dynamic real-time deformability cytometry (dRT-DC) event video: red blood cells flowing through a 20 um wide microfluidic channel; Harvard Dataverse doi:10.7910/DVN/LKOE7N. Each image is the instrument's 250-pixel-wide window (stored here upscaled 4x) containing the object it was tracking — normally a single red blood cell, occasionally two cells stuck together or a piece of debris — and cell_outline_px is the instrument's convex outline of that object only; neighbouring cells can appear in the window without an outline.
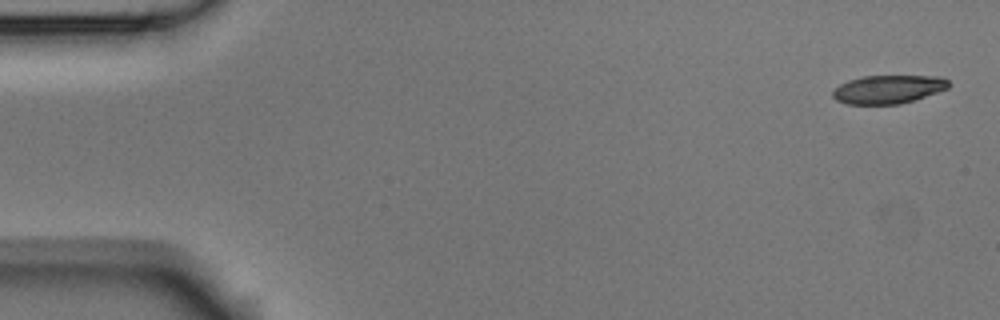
{"species": "Egyptian fruit bat (a non-hibernating species)", "species_latin": "Rousettus aegyptiacus", "temperature_condition": "room temperature", "stored_images_in_passage": 3, "camera_frame_rate_fps": 3000, "um_per_image_px": 0.085, "animal": {"sex": "male"}, "frame": {"image": 1, "passage_image": 1, "time_ms": 0.0, "image_size_px": [1000, 320], "cell_outline_px": [[948, 88], [900, 104], [848, 104], [836, 100], [832, 96], [832, 92], [840, 84], [848, 80], [864, 76], [940, 76], [948, 80]], "centroid_in_image_um": [75.46, 7.58], "position_along_channel_um": 9.5, "area_um2": 18.96}}
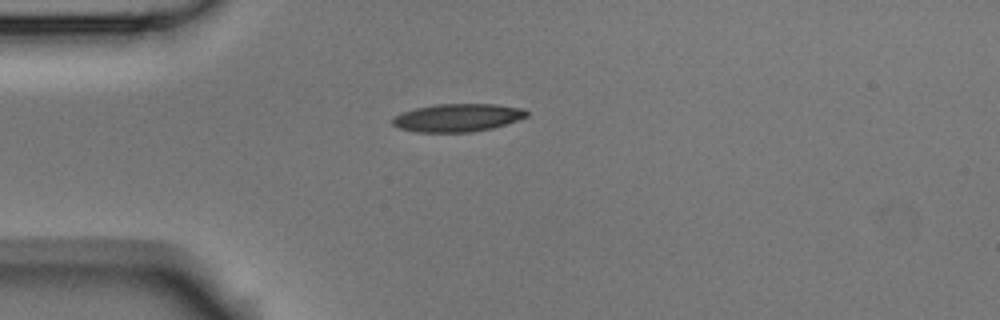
{"frame": {"image": 2, "passage_image": 3, "time_ms": 0.667, "image_size_px": [1000, 320], "cell_outline_px": [[528, 116], [492, 128], [472, 132], [416, 132], [400, 128], [392, 124], [392, 116], [400, 112], [416, 108], [436, 104], [496, 104], [524, 108], [528, 112]], "centroid_in_image_um": [38.86, 10.0], "position_along_channel_um": 46.1, "area_um2": 21.91}}